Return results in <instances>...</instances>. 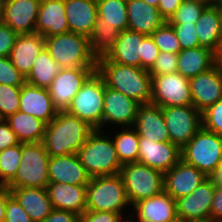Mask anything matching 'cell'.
I'll list each match as a JSON object with an SVG mask.
<instances>
[{
  "mask_svg": "<svg viewBox=\"0 0 222 222\" xmlns=\"http://www.w3.org/2000/svg\"><path fill=\"white\" fill-rule=\"evenodd\" d=\"M120 163L138 162L139 135L134 127H122L112 138Z\"/></svg>",
  "mask_w": 222,
  "mask_h": 222,
  "instance_id": "obj_36",
  "label": "cell"
},
{
  "mask_svg": "<svg viewBox=\"0 0 222 222\" xmlns=\"http://www.w3.org/2000/svg\"><path fill=\"white\" fill-rule=\"evenodd\" d=\"M45 48L61 68L97 67L89 38L84 35L67 32L45 37Z\"/></svg>",
  "mask_w": 222,
  "mask_h": 222,
  "instance_id": "obj_4",
  "label": "cell"
},
{
  "mask_svg": "<svg viewBox=\"0 0 222 222\" xmlns=\"http://www.w3.org/2000/svg\"><path fill=\"white\" fill-rule=\"evenodd\" d=\"M97 67L62 68L47 88L58 111H66L73 97L79 92Z\"/></svg>",
  "mask_w": 222,
  "mask_h": 222,
  "instance_id": "obj_12",
  "label": "cell"
},
{
  "mask_svg": "<svg viewBox=\"0 0 222 222\" xmlns=\"http://www.w3.org/2000/svg\"><path fill=\"white\" fill-rule=\"evenodd\" d=\"M130 206L119 174L93 177L87 185L86 211L121 214Z\"/></svg>",
  "mask_w": 222,
  "mask_h": 222,
  "instance_id": "obj_5",
  "label": "cell"
},
{
  "mask_svg": "<svg viewBox=\"0 0 222 222\" xmlns=\"http://www.w3.org/2000/svg\"><path fill=\"white\" fill-rule=\"evenodd\" d=\"M11 194L34 222H42L53 210L46 188L9 187Z\"/></svg>",
  "mask_w": 222,
  "mask_h": 222,
  "instance_id": "obj_30",
  "label": "cell"
},
{
  "mask_svg": "<svg viewBox=\"0 0 222 222\" xmlns=\"http://www.w3.org/2000/svg\"><path fill=\"white\" fill-rule=\"evenodd\" d=\"M41 0H4L2 19L17 34L35 33Z\"/></svg>",
  "mask_w": 222,
  "mask_h": 222,
  "instance_id": "obj_17",
  "label": "cell"
},
{
  "mask_svg": "<svg viewBox=\"0 0 222 222\" xmlns=\"http://www.w3.org/2000/svg\"><path fill=\"white\" fill-rule=\"evenodd\" d=\"M162 113L168 129L170 142L181 149L203 127L202 112L193 105L163 107Z\"/></svg>",
  "mask_w": 222,
  "mask_h": 222,
  "instance_id": "obj_10",
  "label": "cell"
},
{
  "mask_svg": "<svg viewBox=\"0 0 222 222\" xmlns=\"http://www.w3.org/2000/svg\"><path fill=\"white\" fill-rule=\"evenodd\" d=\"M146 4L154 7H158L159 0H143Z\"/></svg>",
  "mask_w": 222,
  "mask_h": 222,
  "instance_id": "obj_56",
  "label": "cell"
},
{
  "mask_svg": "<svg viewBox=\"0 0 222 222\" xmlns=\"http://www.w3.org/2000/svg\"><path fill=\"white\" fill-rule=\"evenodd\" d=\"M120 31L114 26L101 25L96 21L92 33L89 36L90 51L98 61L107 57L114 49Z\"/></svg>",
  "mask_w": 222,
  "mask_h": 222,
  "instance_id": "obj_35",
  "label": "cell"
},
{
  "mask_svg": "<svg viewBox=\"0 0 222 222\" xmlns=\"http://www.w3.org/2000/svg\"><path fill=\"white\" fill-rule=\"evenodd\" d=\"M181 159L209 177L222 163V136L202 127L181 149Z\"/></svg>",
  "mask_w": 222,
  "mask_h": 222,
  "instance_id": "obj_9",
  "label": "cell"
},
{
  "mask_svg": "<svg viewBox=\"0 0 222 222\" xmlns=\"http://www.w3.org/2000/svg\"><path fill=\"white\" fill-rule=\"evenodd\" d=\"M5 120L16 134L20 143L42 142L46 123L41 119L25 112L17 111Z\"/></svg>",
  "mask_w": 222,
  "mask_h": 222,
  "instance_id": "obj_32",
  "label": "cell"
},
{
  "mask_svg": "<svg viewBox=\"0 0 222 222\" xmlns=\"http://www.w3.org/2000/svg\"><path fill=\"white\" fill-rule=\"evenodd\" d=\"M45 47V37L38 33L18 34L9 59L25 76L32 70L33 62Z\"/></svg>",
  "mask_w": 222,
  "mask_h": 222,
  "instance_id": "obj_27",
  "label": "cell"
},
{
  "mask_svg": "<svg viewBox=\"0 0 222 222\" xmlns=\"http://www.w3.org/2000/svg\"><path fill=\"white\" fill-rule=\"evenodd\" d=\"M173 222H184V221H182V220H180V219H177V220H175V221H173Z\"/></svg>",
  "mask_w": 222,
  "mask_h": 222,
  "instance_id": "obj_60",
  "label": "cell"
},
{
  "mask_svg": "<svg viewBox=\"0 0 222 222\" xmlns=\"http://www.w3.org/2000/svg\"><path fill=\"white\" fill-rule=\"evenodd\" d=\"M50 156L42 142L21 143V162L7 187L47 188Z\"/></svg>",
  "mask_w": 222,
  "mask_h": 222,
  "instance_id": "obj_6",
  "label": "cell"
},
{
  "mask_svg": "<svg viewBox=\"0 0 222 222\" xmlns=\"http://www.w3.org/2000/svg\"><path fill=\"white\" fill-rule=\"evenodd\" d=\"M3 2H4V0H0V21L2 19Z\"/></svg>",
  "mask_w": 222,
  "mask_h": 222,
  "instance_id": "obj_58",
  "label": "cell"
},
{
  "mask_svg": "<svg viewBox=\"0 0 222 222\" xmlns=\"http://www.w3.org/2000/svg\"><path fill=\"white\" fill-rule=\"evenodd\" d=\"M118 213L105 211H85L80 222H115Z\"/></svg>",
  "mask_w": 222,
  "mask_h": 222,
  "instance_id": "obj_49",
  "label": "cell"
},
{
  "mask_svg": "<svg viewBox=\"0 0 222 222\" xmlns=\"http://www.w3.org/2000/svg\"><path fill=\"white\" fill-rule=\"evenodd\" d=\"M61 69V66L54 61L49 51L44 47L33 62L32 70L26 77V83L40 88H48Z\"/></svg>",
  "mask_w": 222,
  "mask_h": 222,
  "instance_id": "obj_33",
  "label": "cell"
},
{
  "mask_svg": "<svg viewBox=\"0 0 222 222\" xmlns=\"http://www.w3.org/2000/svg\"><path fill=\"white\" fill-rule=\"evenodd\" d=\"M21 162V143L0 151V183L6 186L14 177Z\"/></svg>",
  "mask_w": 222,
  "mask_h": 222,
  "instance_id": "obj_37",
  "label": "cell"
},
{
  "mask_svg": "<svg viewBox=\"0 0 222 222\" xmlns=\"http://www.w3.org/2000/svg\"><path fill=\"white\" fill-rule=\"evenodd\" d=\"M11 190L7 186L0 188V222H4L7 199L11 196Z\"/></svg>",
  "mask_w": 222,
  "mask_h": 222,
  "instance_id": "obj_53",
  "label": "cell"
},
{
  "mask_svg": "<svg viewBox=\"0 0 222 222\" xmlns=\"http://www.w3.org/2000/svg\"><path fill=\"white\" fill-rule=\"evenodd\" d=\"M69 32L89 38L98 18L97 0H65Z\"/></svg>",
  "mask_w": 222,
  "mask_h": 222,
  "instance_id": "obj_29",
  "label": "cell"
},
{
  "mask_svg": "<svg viewBox=\"0 0 222 222\" xmlns=\"http://www.w3.org/2000/svg\"><path fill=\"white\" fill-rule=\"evenodd\" d=\"M203 128L222 136V99L202 112Z\"/></svg>",
  "mask_w": 222,
  "mask_h": 222,
  "instance_id": "obj_42",
  "label": "cell"
},
{
  "mask_svg": "<svg viewBox=\"0 0 222 222\" xmlns=\"http://www.w3.org/2000/svg\"><path fill=\"white\" fill-rule=\"evenodd\" d=\"M196 28L200 46L218 56L222 49V8L219 3H210L203 10Z\"/></svg>",
  "mask_w": 222,
  "mask_h": 222,
  "instance_id": "obj_20",
  "label": "cell"
},
{
  "mask_svg": "<svg viewBox=\"0 0 222 222\" xmlns=\"http://www.w3.org/2000/svg\"><path fill=\"white\" fill-rule=\"evenodd\" d=\"M159 53L160 50L151 36H146L144 38V57H141V68L149 70L153 66Z\"/></svg>",
  "mask_w": 222,
  "mask_h": 222,
  "instance_id": "obj_47",
  "label": "cell"
},
{
  "mask_svg": "<svg viewBox=\"0 0 222 222\" xmlns=\"http://www.w3.org/2000/svg\"><path fill=\"white\" fill-rule=\"evenodd\" d=\"M151 89L150 103L161 108L193 105L189 79L178 72L153 76Z\"/></svg>",
  "mask_w": 222,
  "mask_h": 222,
  "instance_id": "obj_11",
  "label": "cell"
},
{
  "mask_svg": "<svg viewBox=\"0 0 222 222\" xmlns=\"http://www.w3.org/2000/svg\"><path fill=\"white\" fill-rule=\"evenodd\" d=\"M177 35L181 49H189L200 47V42L197 36L196 23H170Z\"/></svg>",
  "mask_w": 222,
  "mask_h": 222,
  "instance_id": "obj_41",
  "label": "cell"
},
{
  "mask_svg": "<svg viewBox=\"0 0 222 222\" xmlns=\"http://www.w3.org/2000/svg\"><path fill=\"white\" fill-rule=\"evenodd\" d=\"M46 189L53 209L66 210L80 216L86 211L87 185L49 183Z\"/></svg>",
  "mask_w": 222,
  "mask_h": 222,
  "instance_id": "obj_25",
  "label": "cell"
},
{
  "mask_svg": "<svg viewBox=\"0 0 222 222\" xmlns=\"http://www.w3.org/2000/svg\"><path fill=\"white\" fill-rule=\"evenodd\" d=\"M183 0H159L158 10L162 17L169 21Z\"/></svg>",
  "mask_w": 222,
  "mask_h": 222,
  "instance_id": "obj_51",
  "label": "cell"
},
{
  "mask_svg": "<svg viewBox=\"0 0 222 222\" xmlns=\"http://www.w3.org/2000/svg\"><path fill=\"white\" fill-rule=\"evenodd\" d=\"M93 130L77 116L59 111L54 119L46 124L42 144L50 157L77 154Z\"/></svg>",
  "mask_w": 222,
  "mask_h": 222,
  "instance_id": "obj_1",
  "label": "cell"
},
{
  "mask_svg": "<svg viewBox=\"0 0 222 222\" xmlns=\"http://www.w3.org/2000/svg\"><path fill=\"white\" fill-rule=\"evenodd\" d=\"M26 77L12 64L9 57H0V84L22 86Z\"/></svg>",
  "mask_w": 222,
  "mask_h": 222,
  "instance_id": "obj_43",
  "label": "cell"
},
{
  "mask_svg": "<svg viewBox=\"0 0 222 222\" xmlns=\"http://www.w3.org/2000/svg\"><path fill=\"white\" fill-rule=\"evenodd\" d=\"M217 57H218V63L222 67V49Z\"/></svg>",
  "mask_w": 222,
  "mask_h": 222,
  "instance_id": "obj_57",
  "label": "cell"
},
{
  "mask_svg": "<svg viewBox=\"0 0 222 222\" xmlns=\"http://www.w3.org/2000/svg\"><path fill=\"white\" fill-rule=\"evenodd\" d=\"M105 82L95 71L73 97L66 112L85 121L93 129L102 130Z\"/></svg>",
  "mask_w": 222,
  "mask_h": 222,
  "instance_id": "obj_8",
  "label": "cell"
},
{
  "mask_svg": "<svg viewBox=\"0 0 222 222\" xmlns=\"http://www.w3.org/2000/svg\"><path fill=\"white\" fill-rule=\"evenodd\" d=\"M133 213H131V215H129V216H131V218H129V219H124V217L122 216V213L121 214H118L117 215V218L115 219V222H135V221H133L132 219V217H134V211H132ZM136 222H138V220L136 221Z\"/></svg>",
  "mask_w": 222,
  "mask_h": 222,
  "instance_id": "obj_55",
  "label": "cell"
},
{
  "mask_svg": "<svg viewBox=\"0 0 222 222\" xmlns=\"http://www.w3.org/2000/svg\"><path fill=\"white\" fill-rule=\"evenodd\" d=\"M107 87L147 104L152 99V76L148 70L109 61L106 57L97 61L96 70Z\"/></svg>",
  "mask_w": 222,
  "mask_h": 222,
  "instance_id": "obj_2",
  "label": "cell"
},
{
  "mask_svg": "<svg viewBox=\"0 0 222 222\" xmlns=\"http://www.w3.org/2000/svg\"><path fill=\"white\" fill-rule=\"evenodd\" d=\"M69 32L65 0H41L35 33L43 37Z\"/></svg>",
  "mask_w": 222,
  "mask_h": 222,
  "instance_id": "obj_23",
  "label": "cell"
},
{
  "mask_svg": "<svg viewBox=\"0 0 222 222\" xmlns=\"http://www.w3.org/2000/svg\"><path fill=\"white\" fill-rule=\"evenodd\" d=\"M97 21L114 26L120 32L128 29L126 0H97Z\"/></svg>",
  "mask_w": 222,
  "mask_h": 222,
  "instance_id": "obj_34",
  "label": "cell"
},
{
  "mask_svg": "<svg viewBox=\"0 0 222 222\" xmlns=\"http://www.w3.org/2000/svg\"><path fill=\"white\" fill-rule=\"evenodd\" d=\"M215 188L216 186L207 178L191 194L177 199V218L184 222L210 221Z\"/></svg>",
  "mask_w": 222,
  "mask_h": 222,
  "instance_id": "obj_13",
  "label": "cell"
},
{
  "mask_svg": "<svg viewBox=\"0 0 222 222\" xmlns=\"http://www.w3.org/2000/svg\"><path fill=\"white\" fill-rule=\"evenodd\" d=\"M215 186L222 187V163L208 177Z\"/></svg>",
  "mask_w": 222,
  "mask_h": 222,
  "instance_id": "obj_54",
  "label": "cell"
},
{
  "mask_svg": "<svg viewBox=\"0 0 222 222\" xmlns=\"http://www.w3.org/2000/svg\"><path fill=\"white\" fill-rule=\"evenodd\" d=\"M102 130L104 125L115 124L121 127H133L137 110L140 106L136 100L125 94L109 88L105 84L103 100Z\"/></svg>",
  "mask_w": 222,
  "mask_h": 222,
  "instance_id": "obj_15",
  "label": "cell"
},
{
  "mask_svg": "<svg viewBox=\"0 0 222 222\" xmlns=\"http://www.w3.org/2000/svg\"><path fill=\"white\" fill-rule=\"evenodd\" d=\"M128 30L150 36L166 20L158 7L146 4L143 0H126Z\"/></svg>",
  "mask_w": 222,
  "mask_h": 222,
  "instance_id": "obj_28",
  "label": "cell"
},
{
  "mask_svg": "<svg viewBox=\"0 0 222 222\" xmlns=\"http://www.w3.org/2000/svg\"><path fill=\"white\" fill-rule=\"evenodd\" d=\"M19 111L41 119L46 124L58 114L47 88L28 83L21 86Z\"/></svg>",
  "mask_w": 222,
  "mask_h": 222,
  "instance_id": "obj_21",
  "label": "cell"
},
{
  "mask_svg": "<svg viewBox=\"0 0 222 222\" xmlns=\"http://www.w3.org/2000/svg\"><path fill=\"white\" fill-rule=\"evenodd\" d=\"M18 34L0 21V57H9Z\"/></svg>",
  "mask_w": 222,
  "mask_h": 222,
  "instance_id": "obj_46",
  "label": "cell"
},
{
  "mask_svg": "<svg viewBox=\"0 0 222 222\" xmlns=\"http://www.w3.org/2000/svg\"><path fill=\"white\" fill-rule=\"evenodd\" d=\"M210 4L207 0H183L169 23L192 24L200 18L203 10Z\"/></svg>",
  "mask_w": 222,
  "mask_h": 222,
  "instance_id": "obj_38",
  "label": "cell"
},
{
  "mask_svg": "<svg viewBox=\"0 0 222 222\" xmlns=\"http://www.w3.org/2000/svg\"><path fill=\"white\" fill-rule=\"evenodd\" d=\"M138 222H173L177 220L176 200L163 191L151 198L134 203Z\"/></svg>",
  "mask_w": 222,
  "mask_h": 222,
  "instance_id": "obj_22",
  "label": "cell"
},
{
  "mask_svg": "<svg viewBox=\"0 0 222 222\" xmlns=\"http://www.w3.org/2000/svg\"><path fill=\"white\" fill-rule=\"evenodd\" d=\"M150 36L161 52L178 54L182 50L177 35L168 21L156 29Z\"/></svg>",
  "mask_w": 222,
  "mask_h": 222,
  "instance_id": "obj_39",
  "label": "cell"
},
{
  "mask_svg": "<svg viewBox=\"0 0 222 222\" xmlns=\"http://www.w3.org/2000/svg\"><path fill=\"white\" fill-rule=\"evenodd\" d=\"M181 160V148L170 141L154 142L139 137L138 162L156 169L163 174Z\"/></svg>",
  "mask_w": 222,
  "mask_h": 222,
  "instance_id": "obj_16",
  "label": "cell"
},
{
  "mask_svg": "<svg viewBox=\"0 0 222 222\" xmlns=\"http://www.w3.org/2000/svg\"><path fill=\"white\" fill-rule=\"evenodd\" d=\"M4 222H34L18 200L11 195L6 202Z\"/></svg>",
  "mask_w": 222,
  "mask_h": 222,
  "instance_id": "obj_45",
  "label": "cell"
},
{
  "mask_svg": "<svg viewBox=\"0 0 222 222\" xmlns=\"http://www.w3.org/2000/svg\"><path fill=\"white\" fill-rule=\"evenodd\" d=\"M16 134L5 119H0V151L18 145Z\"/></svg>",
  "mask_w": 222,
  "mask_h": 222,
  "instance_id": "obj_48",
  "label": "cell"
},
{
  "mask_svg": "<svg viewBox=\"0 0 222 222\" xmlns=\"http://www.w3.org/2000/svg\"><path fill=\"white\" fill-rule=\"evenodd\" d=\"M119 175L131 206L164 191V174L140 162L123 164Z\"/></svg>",
  "mask_w": 222,
  "mask_h": 222,
  "instance_id": "obj_7",
  "label": "cell"
},
{
  "mask_svg": "<svg viewBox=\"0 0 222 222\" xmlns=\"http://www.w3.org/2000/svg\"><path fill=\"white\" fill-rule=\"evenodd\" d=\"M207 178L203 172L181 159L164 173V191L177 200L191 194Z\"/></svg>",
  "mask_w": 222,
  "mask_h": 222,
  "instance_id": "obj_18",
  "label": "cell"
},
{
  "mask_svg": "<svg viewBox=\"0 0 222 222\" xmlns=\"http://www.w3.org/2000/svg\"><path fill=\"white\" fill-rule=\"evenodd\" d=\"M146 35L131 31H121L114 49L106 57L109 61L141 68L144 57V38Z\"/></svg>",
  "mask_w": 222,
  "mask_h": 222,
  "instance_id": "obj_26",
  "label": "cell"
},
{
  "mask_svg": "<svg viewBox=\"0 0 222 222\" xmlns=\"http://www.w3.org/2000/svg\"><path fill=\"white\" fill-rule=\"evenodd\" d=\"M177 61L178 54L160 51L148 72L152 77L177 72Z\"/></svg>",
  "mask_w": 222,
  "mask_h": 222,
  "instance_id": "obj_44",
  "label": "cell"
},
{
  "mask_svg": "<svg viewBox=\"0 0 222 222\" xmlns=\"http://www.w3.org/2000/svg\"><path fill=\"white\" fill-rule=\"evenodd\" d=\"M133 127L139 137H147L154 142L170 141L162 108L158 105L140 104Z\"/></svg>",
  "mask_w": 222,
  "mask_h": 222,
  "instance_id": "obj_24",
  "label": "cell"
},
{
  "mask_svg": "<svg viewBox=\"0 0 222 222\" xmlns=\"http://www.w3.org/2000/svg\"><path fill=\"white\" fill-rule=\"evenodd\" d=\"M193 106L200 112L222 99V67L211 69L189 79Z\"/></svg>",
  "mask_w": 222,
  "mask_h": 222,
  "instance_id": "obj_14",
  "label": "cell"
},
{
  "mask_svg": "<svg viewBox=\"0 0 222 222\" xmlns=\"http://www.w3.org/2000/svg\"><path fill=\"white\" fill-rule=\"evenodd\" d=\"M21 86L0 84V119L19 111Z\"/></svg>",
  "mask_w": 222,
  "mask_h": 222,
  "instance_id": "obj_40",
  "label": "cell"
},
{
  "mask_svg": "<svg viewBox=\"0 0 222 222\" xmlns=\"http://www.w3.org/2000/svg\"><path fill=\"white\" fill-rule=\"evenodd\" d=\"M209 1L210 3H220L222 0H207Z\"/></svg>",
  "mask_w": 222,
  "mask_h": 222,
  "instance_id": "obj_59",
  "label": "cell"
},
{
  "mask_svg": "<svg viewBox=\"0 0 222 222\" xmlns=\"http://www.w3.org/2000/svg\"><path fill=\"white\" fill-rule=\"evenodd\" d=\"M218 62L217 55L205 47L181 50L178 53L177 72L188 79L208 71Z\"/></svg>",
  "mask_w": 222,
  "mask_h": 222,
  "instance_id": "obj_31",
  "label": "cell"
},
{
  "mask_svg": "<svg viewBox=\"0 0 222 222\" xmlns=\"http://www.w3.org/2000/svg\"><path fill=\"white\" fill-rule=\"evenodd\" d=\"M106 132L94 129L77 155L91 178L119 174L122 167L114 141Z\"/></svg>",
  "mask_w": 222,
  "mask_h": 222,
  "instance_id": "obj_3",
  "label": "cell"
},
{
  "mask_svg": "<svg viewBox=\"0 0 222 222\" xmlns=\"http://www.w3.org/2000/svg\"><path fill=\"white\" fill-rule=\"evenodd\" d=\"M81 216L66 210L53 209L42 222H80Z\"/></svg>",
  "mask_w": 222,
  "mask_h": 222,
  "instance_id": "obj_50",
  "label": "cell"
},
{
  "mask_svg": "<svg viewBox=\"0 0 222 222\" xmlns=\"http://www.w3.org/2000/svg\"><path fill=\"white\" fill-rule=\"evenodd\" d=\"M222 220V187L216 186L211 203V221Z\"/></svg>",
  "mask_w": 222,
  "mask_h": 222,
  "instance_id": "obj_52",
  "label": "cell"
},
{
  "mask_svg": "<svg viewBox=\"0 0 222 222\" xmlns=\"http://www.w3.org/2000/svg\"><path fill=\"white\" fill-rule=\"evenodd\" d=\"M48 176L49 183L70 185H88L91 179L77 154L50 157Z\"/></svg>",
  "mask_w": 222,
  "mask_h": 222,
  "instance_id": "obj_19",
  "label": "cell"
}]
</instances>
